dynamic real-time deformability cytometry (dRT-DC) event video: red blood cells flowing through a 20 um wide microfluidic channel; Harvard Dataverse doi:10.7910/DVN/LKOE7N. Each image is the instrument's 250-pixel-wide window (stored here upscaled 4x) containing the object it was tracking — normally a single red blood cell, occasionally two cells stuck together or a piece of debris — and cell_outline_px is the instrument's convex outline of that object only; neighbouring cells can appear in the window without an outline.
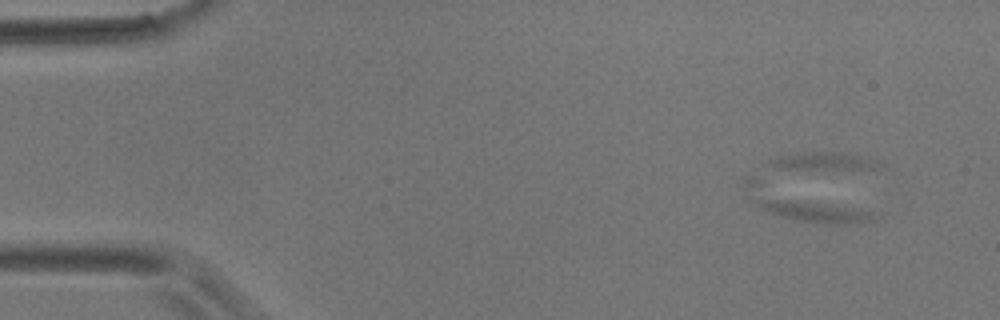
{"species": "common noctule bat (a hibernating species)", "species_latin": "Nyctalus noctula", "temperature_condition": "room temperature", "stored_images_in_passage": 7, "camera_frame_rate_fps": 3000, "um_per_image_px": 0.085, "animal": {"sex": "male", "body_mass_g": 17.9}, "frame": {"image": 1, "passage_image": 1, "time_ms": 0.0, "image_size_px": [1000, 320], "cell_outline_px": [[884, 212], [880, 216], [868, 220], [848, 224], [824, 224], [796, 220], [776, 216], [760, 208], [752, 200], [744, 180], [744, 176], [748, 176]], "centroid_in_image_um": [68.45, 17.38], "position_along_channel_um": 16.6, "area_um2": 23.99}}